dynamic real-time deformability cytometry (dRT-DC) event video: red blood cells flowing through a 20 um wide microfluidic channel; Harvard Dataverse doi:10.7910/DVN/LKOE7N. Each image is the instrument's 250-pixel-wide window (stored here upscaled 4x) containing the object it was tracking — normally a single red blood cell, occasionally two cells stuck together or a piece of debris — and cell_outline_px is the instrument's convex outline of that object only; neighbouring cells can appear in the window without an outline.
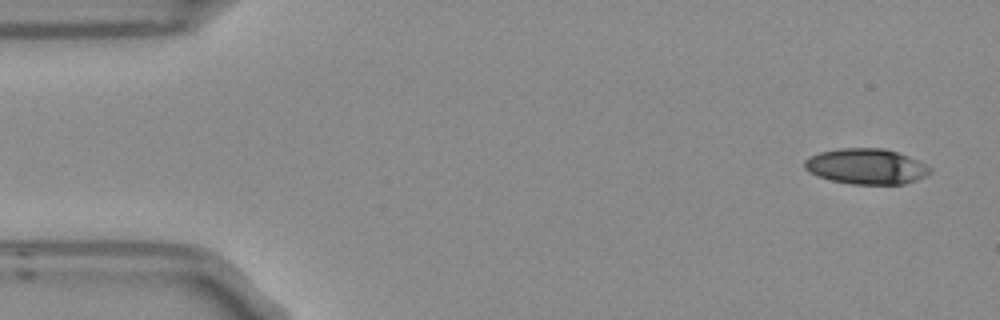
{"species": "Egyptian fruit bat (a non-hibernating species)", "species_latin": "Rousettus aegyptiacus", "temperature_condition": "room temperature", "stored_images_in_passage": 5, "camera_frame_rate_fps": 3000, "um_per_image_px": 0.085, "frame": {"image": 1, "passage_image": 1, "time_ms": 0.0, "image_size_px": [1000, 320], "cell_outline_px": [[932, 172], [928, 176], [904, 184], [852, 184], [832, 180], [816, 176], [808, 172], [804, 168], [804, 160], [808, 156], [820, 152], [840, 148], [884, 148], [908, 156], [932, 168]], "centroid_in_image_um": [73.61, 14.15], "position_along_channel_um": 11.4, "area_um2": 26.13}}
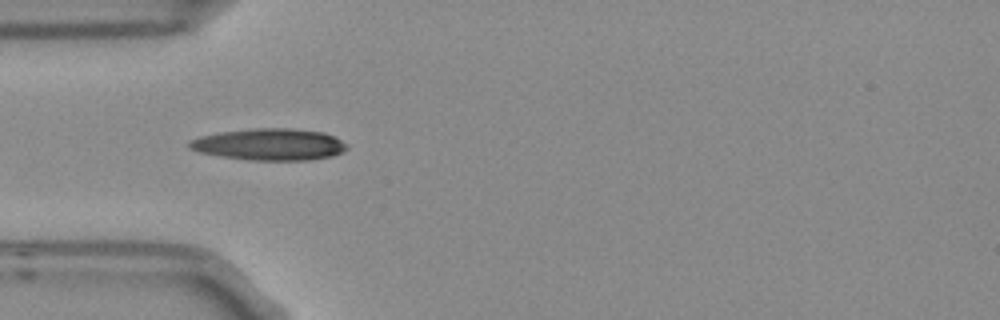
{"frame": {"image": 2, "passage_image": 4, "time_ms": 1.0, "image_size_px": [1000, 320], "cell_outline_px": [[348, 148], [344, 152], [332, 156], [308, 160], [248, 160], [200, 152], [188, 148], [188, 140], [200, 136], [224, 132], [256, 128], [288, 128], [324, 132], [348, 144]], "centroid_in_image_um": [22.93, 12.28], "position_along_channel_um": 62.1, "area_um2": 28.96}}